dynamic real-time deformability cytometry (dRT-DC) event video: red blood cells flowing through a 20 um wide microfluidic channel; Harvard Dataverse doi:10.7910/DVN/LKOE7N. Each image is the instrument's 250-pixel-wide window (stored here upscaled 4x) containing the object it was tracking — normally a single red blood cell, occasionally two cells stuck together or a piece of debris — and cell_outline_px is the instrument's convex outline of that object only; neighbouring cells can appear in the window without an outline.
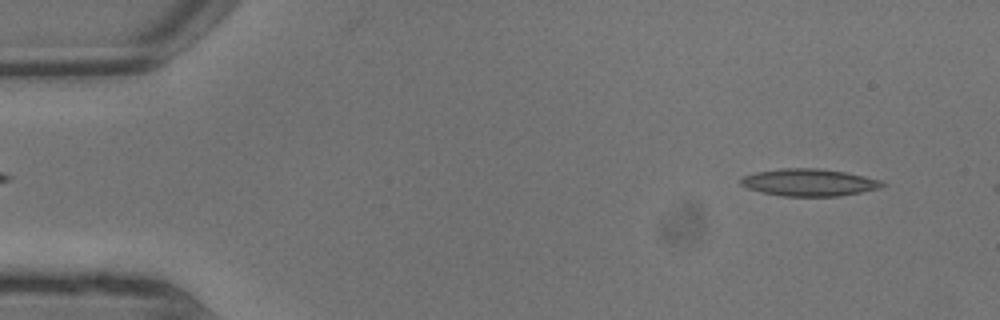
{"species": "common noctule bat (a hibernating species)", "species_latin": "Nyctalus noctula", "temperature_condition": "warm", "stored_images_in_passage": 4, "camera_frame_rate_fps": 3000, "um_per_image_px": 0.085, "animal": {"sex": "male", "body_mass_g": 13.3}, "frame": {"image": 1, "passage_image": 1, "time_ms": 0.0, "image_size_px": [1000, 320], "cell_outline_px": [[884, 184], [880, 188], [840, 196], [784, 196], [760, 192], [748, 188], [740, 184], [740, 180], [744, 176], [756, 172], [780, 168], [816, 168], [844, 172], [864, 176], [880, 180]], "centroid_in_image_um": [68.74, 15.51], "position_along_channel_um": 16.3, "area_um2": 22.25}}